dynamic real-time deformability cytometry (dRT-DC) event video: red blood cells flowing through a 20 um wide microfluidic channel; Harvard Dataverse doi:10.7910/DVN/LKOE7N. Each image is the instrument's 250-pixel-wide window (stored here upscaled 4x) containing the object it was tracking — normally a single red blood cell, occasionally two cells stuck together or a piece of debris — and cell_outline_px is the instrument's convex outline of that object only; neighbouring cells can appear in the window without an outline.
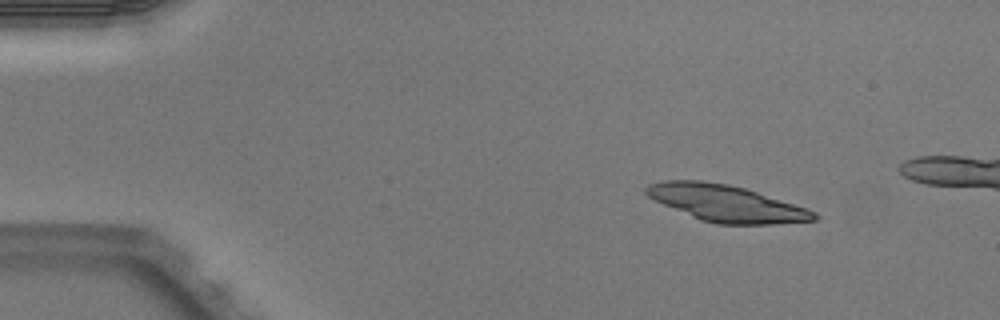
{"species": "Egyptian fruit bat (a non-hibernating species)", "species_latin": "Rousettus aegyptiacus", "temperature_condition": "warm", "stored_images_in_passage": 3, "camera_frame_rate_fps": 3000, "um_per_image_px": 0.085, "animal": {"sex": "male"}, "frame": {"image": 1, "passage_image": 1, "time_ms": 0.0, "image_size_px": [1000, 320], "cell_outline_px": [[820, 216], [816, 220], [772, 224], [716, 224], [700, 220], [664, 204], [648, 196], [644, 192], [644, 188], [648, 184], [664, 180], [700, 180], [728, 184], [744, 188], [816, 212]], "centroid_in_image_um": [61.69, 17.28], "position_along_channel_um": 23.3, "area_um2": 35.26}}